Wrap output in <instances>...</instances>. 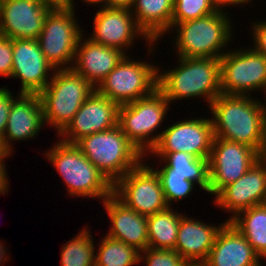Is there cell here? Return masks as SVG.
<instances>
[{"label": "cell", "mask_w": 266, "mask_h": 266, "mask_svg": "<svg viewBox=\"0 0 266 266\" xmlns=\"http://www.w3.org/2000/svg\"><path fill=\"white\" fill-rule=\"evenodd\" d=\"M253 96L218 95L209 105L216 138L247 145L263 156L264 107Z\"/></svg>", "instance_id": "1"}, {"label": "cell", "mask_w": 266, "mask_h": 266, "mask_svg": "<svg viewBox=\"0 0 266 266\" xmlns=\"http://www.w3.org/2000/svg\"><path fill=\"white\" fill-rule=\"evenodd\" d=\"M177 60L174 69L160 70L158 67L157 89L170 104L177 100L202 98L209 107L221 94L220 58L177 57Z\"/></svg>", "instance_id": "2"}, {"label": "cell", "mask_w": 266, "mask_h": 266, "mask_svg": "<svg viewBox=\"0 0 266 266\" xmlns=\"http://www.w3.org/2000/svg\"><path fill=\"white\" fill-rule=\"evenodd\" d=\"M232 22L229 11L217 10L205 17L176 24L169 33L176 35L173 44L176 54L179 53L177 57L220 58L233 43L235 27Z\"/></svg>", "instance_id": "3"}, {"label": "cell", "mask_w": 266, "mask_h": 266, "mask_svg": "<svg viewBox=\"0 0 266 266\" xmlns=\"http://www.w3.org/2000/svg\"><path fill=\"white\" fill-rule=\"evenodd\" d=\"M43 156L56 169L74 197L97 198L101 201L113 194V184L82 153L76 144L57 140Z\"/></svg>", "instance_id": "4"}, {"label": "cell", "mask_w": 266, "mask_h": 266, "mask_svg": "<svg viewBox=\"0 0 266 266\" xmlns=\"http://www.w3.org/2000/svg\"><path fill=\"white\" fill-rule=\"evenodd\" d=\"M76 145L112 184L147 159L127 139L119 125L85 136Z\"/></svg>", "instance_id": "5"}, {"label": "cell", "mask_w": 266, "mask_h": 266, "mask_svg": "<svg viewBox=\"0 0 266 266\" xmlns=\"http://www.w3.org/2000/svg\"><path fill=\"white\" fill-rule=\"evenodd\" d=\"M95 87L71 69H55L52 78L39 94L44 123L59 135L71 122Z\"/></svg>", "instance_id": "6"}, {"label": "cell", "mask_w": 266, "mask_h": 266, "mask_svg": "<svg viewBox=\"0 0 266 266\" xmlns=\"http://www.w3.org/2000/svg\"><path fill=\"white\" fill-rule=\"evenodd\" d=\"M165 96L156 89L151 95L121 105L118 125L127 139L148 158V153L160 138L158 127L166 120L169 106ZM157 134H154V133Z\"/></svg>", "instance_id": "7"}, {"label": "cell", "mask_w": 266, "mask_h": 266, "mask_svg": "<svg viewBox=\"0 0 266 266\" xmlns=\"http://www.w3.org/2000/svg\"><path fill=\"white\" fill-rule=\"evenodd\" d=\"M158 66L126 55L96 90L119 106L151 95L157 89Z\"/></svg>", "instance_id": "8"}, {"label": "cell", "mask_w": 266, "mask_h": 266, "mask_svg": "<svg viewBox=\"0 0 266 266\" xmlns=\"http://www.w3.org/2000/svg\"><path fill=\"white\" fill-rule=\"evenodd\" d=\"M75 11L71 7L52 8L37 39L45 58L55 69H71L74 63L78 40L84 34Z\"/></svg>", "instance_id": "9"}, {"label": "cell", "mask_w": 266, "mask_h": 266, "mask_svg": "<svg viewBox=\"0 0 266 266\" xmlns=\"http://www.w3.org/2000/svg\"><path fill=\"white\" fill-rule=\"evenodd\" d=\"M220 77L222 94L252 96V92H262L266 87V56L251 46L228 49L220 57Z\"/></svg>", "instance_id": "10"}, {"label": "cell", "mask_w": 266, "mask_h": 266, "mask_svg": "<svg viewBox=\"0 0 266 266\" xmlns=\"http://www.w3.org/2000/svg\"><path fill=\"white\" fill-rule=\"evenodd\" d=\"M144 160L113 184V195L146 217L168 208L160 178Z\"/></svg>", "instance_id": "11"}, {"label": "cell", "mask_w": 266, "mask_h": 266, "mask_svg": "<svg viewBox=\"0 0 266 266\" xmlns=\"http://www.w3.org/2000/svg\"><path fill=\"white\" fill-rule=\"evenodd\" d=\"M94 15L93 29H91L93 32L89 34L90 36L86 34L85 36L95 43L119 49L126 55H128L127 49L133 48L132 45L138 38H143L145 46H149L147 55H151L155 45L158 44L137 25L135 17L128 8L101 7Z\"/></svg>", "instance_id": "12"}, {"label": "cell", "mask_w": 266, "mask_h": 266, "mask_svg": "<svg viewBox=\"0 0 266 266\" xmlns=\"http://www.w3.org/2000/svg\"><path fill=\"white\" fill-rule=\"evenodd\" d=\"M261 157L257 150L247 145L214 137L209 156V194L216 196L243 176Z\"/></svg>", "instance_id": "13"}, {"label": "cell", "mask_w": 266, "mask_h": 266, "mask_svg": "<svg viewBox=\"0 0 266 266\" xmlns=\"http://www.w3.org/2000/svg\"><path fill=\"white\" fill-rule=\"evenodd\" d=\"M160 133L150 152H184L196 158L209 159L214 140L211 118L182 119Z\"/></svg>", "instance_id": "14"}, {"label": "cell", "mask_w": 266, "mask_h": 266, "mask_svg": "<svg viewBox=\"0 0 266 266\" xmlns=\"http://www.w3.org/2000/svg\"><path fill=\"white\" fill-rule=\"evenodd\" d=\"M12 59L11 79L21 82L18 92L40 94L50 82L55 68L45 58L38 40L13 39Z\"/></svg>", "instance_id": "15"}, {"label": "cell", "mask_w": 266, "mask_h": 266, "mask_svg": "<svg viewBox=\"0 0 266 266\" xmlns=\"http://www.w3.org/2000/svg\"><path fill=\"white\" fill-rule=\"evenodd\" d=\"M119 108L118 104L94 90L58 136L64 142L76 144L85 136L109 130L118 125Z\"/></svg>", "instance_id": "16"}, {"label": "cell", "mask_w": 266, "mask_h": 266, "mask_svg": "<svg viewBox=\"0 0 266 266\" xmlns=\"http://www.w3.org/2000/svg\"><path fill=\"white\" fill-rule=\"evenodd\" d=\"M51 9L40 0H0V35L37 40Z\"/></svg>", "instance_id": "17"}, {"label": "cell", "mask_w": 266, "mask_h": 266, "mask_svg": "<svg viewBox=\"0 0 266 266\" xmlns=\"http://www.w3.org/2000/svg\"><path fill=\"white\" fill-rule=\"evenodd\" d=\"M266 199V157H261L237 181L224 187L215 197L214 204L232 213L227 222L239 212L264 204Z\"/></svg>", "instance_id": "18"}, {"label": "cell", "mask_w": 266, "mask_h": 266, "mask_svg": "<svg viewBox=\"0 0 266 266\" xmlns=\"http://www.w3.org/2000/svg\"><path fill=\"white\" fill-rule=\"evenodd\" d=\"M125 56L123 51L95 43L82 34L76 46L72 69L96 89Z\"/></svg>", "instance_id": "19"}, {"label": "cell", "mask_w": 266, "mask_h": 266, "mask_svg": "<svg viewBox=\"0 0 266 266\" xmlns=\"http://www.w3.org/2000/svg\"><path fill=\"white\" fill-rule=\"evenodd\" d=\"M44 125L43 105L39 94L21 93L11 105L3 142L12 152L13 141L36 138Z\"/></svg>", "instance_id": "20"}, {"label": "cell", "mask_w": 266, "mask_h": 266, "mask_svg": "<svg viewBox=\"0 0 266 266\" xmlns=\"http://www.w3.org/2000/svg\"><path fill=\"white\" fill-rule=\"evenodd\" d=\"M111 221L107 236L135 247L140 252L148 248L147 217L128 208L113 194L102 201Z\"/></svg>", "instance_id": "21"}, {"label": "cell", "mask_w": 266, "mask_h": 266, "mask_svg": "<svg viewBox=\"0 0 266 266\" xmlns=\"http://www.w3.org/2000/svg\"><path fill=\"white\" fill-rule=\"evenodd\" d=\"M205 261L209 266L261 265V258L230 222H226L217 232L213 247Z\"/></svg>", "instance_id": "22"}, {"label": "cell", "mask_w": 266, "mask_h": 266, "mask_svg": "<svg viewBox=\"0 0 266 266\" xmlns=\"http://www.w3.org/2000/svg\"><path fill=\"white\" fill-rule=\"evenodd\" d=\"M184 214L180 220L176 250L186 261L206 260L216 237L217 232L227 222L213 224L203 223Z\"/></svg>", "instance_id": "23"}, {"label": "cell", "mask_w": 266, "mask_h": 266, "mask_svg": "<svg viewBox=\"0 0 266 266\" xmlns=\"http://www.w3.org/2000/svg\"><path fill=\"white\" fill-rule=\"evenodd\" d=\"M148 154L150 157L153 154L156 159H160V164L163 163L162 168L155 169V166H151L158 175L185 176L187 180L196 183L209 195V159L196 158L182 151L149 152Z\"/></svg>", "instance_id": "24"}, {"label": "cell", "mask_w": 266, "mask_h": 266, "mask_svg": "<svg viewBox=\"0 0 266 266\" xmlns=\"http://www.w3.org/2000/svg\"><path fill=\"white\" fill-rule=\"evenodd\" d=\"M174 0H134L130 8L137 25L153 41L171 30Z\"/></svg>", "instance_id": "25"}, {"label": "cell", "mask_w": 266, "mask_h": 266, "mask_svg": "<svg viewBox=\"0 0 266 266\" xmlns=\"http://www.w3.org/2000/svg\"><path fill=\"white\" fill-rule=\"evenodd\" d=\"M229 222L247 239L261 260H266V205L243 210Z\"/></svg>", "instance_id": "26"}, {"label": "cell", "mask_w": 266, "mask_h": 266, "mask_svg": "<svg viewBox=\"0 0 266 266\" xmlns=\"http://www.w3.org/2000/svg\"><path fill=\"white\" fill-rule=\"evenodd\" d=\"M183 215L178 210L174 211V207H168L148 216V248L174 250Z\"/></svg>", "instance_id": "27"}, {"label": "cell", "mask_w": 266, "mask_h": 266, "mask_svg": "<svg viewBox=\"0 0 266 266\" xmlns=\"http://www.w3.org/2000/svg\"><path fill=\"white\" fill-rule=\"evenodd\" d=\"M95 253V266H135L140 251L105 234Z\"/></svg>", "instance_id": "28"}, {"label": "cell", "mask_w": 266, "mask_h": 266, "mask_svg": "<svg viewBox=\"0 0 266 266\" xmlns=\"http://www.w3.org/2000/svg\"><path fill=\"white\" fill-rule=\"evenodd\" d=\"M92 237L90 228L85 226L75 237L63 244L61 266H95L96 246Z\"/></svg>", "instance_id": "29"}, {"label": "cell", "mask_w": 266, "mask_h": 266, "mask_svg": "<svg viewBox=\"0 0 266 266\" xmlns=\"http://www.w3.org/2000/svg\"><path fill=\"white\" fill-rule=\"evenodd\" d=\"M216 11L211 0H174L171 29L178 23L202 18Z\"/></svg>", "instance_id": "30"}, {"label": "cell", "mask_w": 266, "mask_h": 266, "mask_svg": "<svg viewBox=\"0 0 266 266\" xmlns=\"http://www.w3.org/2000/svg\"><path fill=\"white\" fill-rule=\"evenodd\" d=\"M164 192L165 200L169 207L172 203L178 202L193 194L194 182L187 180L185 176L179 175H158ZM172 202V203H171Z\"/></svg>", "instance_id": "31"}, {"label": "cell", "mask_w": 266, "mask_h": 266, "mask_svg": "<svg viewBox=\"0 0 266 266\" xmlns=\"http://www.w3.org/2000/svg\"><path fill=\"white\" fill-rule=\"evenodd\" d=\"M139 262L146 266H184L187 261L176 250L146 248L140 252Z\"/></svg>", "instance_id": "32"}, {"label": "cell", "mask_w": 266, "mask_h": 266, "mask_svg": "<svg viewBox=\"0 0 266 266\" xmlns=\"http://www.w3.org/2000/svg\"><path fill=\"white\" fill-rule=\"evenodd\" d=\"M12 63V40L0 35V76L11 77Z\"/></svg>", "instance_id": "33"}, {"label": "cell", "mask_w": 266, "mask_h": 266, "mask_svg": "<svg viewBox=\"0 0 266 266\" xmlns=\"http://www.w3.org/2000/svg\"><path fill=\"white\" fill-rule=\"evenodd\" d=\"M12 91L8 87L0 88V137L3 138L7 125V119L13 101L21 94L17 92V96H12Z\"/></svg>", "instance_id": "34"}, {"label": "cell", "mask_w": 266, "mask_h": 266, "mask_svg": "<svg viewBox=\"0 0 266 266\" xmlns=\"http://www.w3.org/2000/svg\"><path fill=\"white\" fill-rule=\"evenodd\" d=\"M252 29L251 36L253 38V48L266 56V21L262 19V21L253 22L251 25Z\"/></svg>", "instance_id": "35"}, {"label": "cell", "mask_w": 266, "mask_h": 266, "mask_svg": "<svg viewBox=\"0 0 266 266\" xmlns=\"http://www.w3.org/2000/svg\"><path fill=\"white\" fill-rule=\"evenodd\" d=\"M212 3H213V6L219 10V11H226V7L227 6H239V5H242L244 4H249L251 3L253 0H211Z\"/></svg>", "instance_id": "36"}, {"label": "cell", "mask_w": 266, "mask_h": 266, "mask_svg": "<svg viewBox=\"0 0 266 266\" xmlns=\"http://www.w3.org/2000/svg\"><path fill=\"white\" fill-rule=\"evenodd\" d=\"M6 167V168H5ZM7 166L5 163H0V194L1 195H4V194H7V192H9L8 190V187L9 186V176L7 175L8 173L7 172Z\"/></svg>", "instance_id": "37"}, {"label": "cell", "mask_w": 266, "mask_h": 266, "mask_svg": "<svg viewBox=\"0 0 266 266\" xmlns=\"http://www.w3.org/2000/svg\"><path fill=\"white\" fill-rule=\"evenodd\" d=\"M42 3L47 4L51 8H67L71 7L76 10L74 0H40Z\"/></svg>", "instance_id": "38"}, {"label": "cell", "mask_w": 266, "mask_h": 266, "mask_svg": "<svg viewBox=\"0 0 266 266\" xmlns=\"http://www.w3.org/2000/svg\"><path fill=\"white\" fill-rule=\"evenodd\" d=\"M134 0H108V7L128 8L130 9Z\"/></svg>", "instance_id": "39"}, {"label": "cell", "mask_w": 266, "mask_h": 266, "mask_svg": "<svg viewBox=\"0 0 266 266\" xmlns=\"http://www.w3.org/2000/svg\"><path fill=\"white\" fill-rule=\"evenodd\" d=\"M12 153L3 142V139L0 137V163H5V159L10 157Z\"/></svg>", "instance_id": "40"}, {"label": "cell", "mask_w": 266, "mask_h": 266, "mask_svg": "<svg viewBox=\"0 0 266 266\" xmlns=\"http://www.w3.org/2000/svg\"><path fill=\"white\" fill-rule=\"evenodd\" d=\"M1 241L2 240H0V266H2L3 263H5V261L8 262V260H9L8 256H11L10 254L7 255V252H8L7 247H6V249H4L5 246H3V242H1Z\"/></svg>", "instance_id": "41"}, {"label": "cell", "mask_w": 266, "mask_h": 266, "mask_svg": "<svg viewBox=\"0 0 266 266\" xmlns=\"http://www.w3.org/2000/svg\"><path fill=\"white\" fill-rule=\"evenodd\" d=\"M88 3L89 5L93 6V4L96 6L100 4L101 7H108V0H82L81 2Z\"/></svg>", "instance_id": "42"}, {"label": "cell", "mask_w": 266, "mask_h": 266, "mask_svg": "<svg viewBox=\"0 0 266 266\" xmlns=\"http://www.w3.org/2000/svg\"><path fill=\"white\" fill-rule=\"evenodd\" d=\"M184 266H209L205 260L187 261Z\"/></svg>", "instance_id": "43"}, {"label": "cell", "mask_w": 266, "mask_h": 266, "mask_svg": "<svg viewBox=\"0 0 266 266\" xmlns=\"http://www.w3.org/2000/svg\"><path fill=\"white\" fill-rule=\"evenodd\" d=\"M263 157H266V107H264V146Z\"/></svg>", "instance_id": "44"}, {"label": "cell", "mask_w": 266, "mask_h": 266, "mask_svg": "<svg viewBox=\"0 0 266 266\" xmlns=\"http://www.w3.org/2000/svg\"><path fill=\"white\" fill-rule=\"evenodd\" d=\"M264 92V93H263ZM262 92V95H265L264 97H266V87L264 89V91ZM266 101V98H265ZM263 105V107H266V102L261 103Z\"/></svg>", "instance_id": "45"}]
</instances>
